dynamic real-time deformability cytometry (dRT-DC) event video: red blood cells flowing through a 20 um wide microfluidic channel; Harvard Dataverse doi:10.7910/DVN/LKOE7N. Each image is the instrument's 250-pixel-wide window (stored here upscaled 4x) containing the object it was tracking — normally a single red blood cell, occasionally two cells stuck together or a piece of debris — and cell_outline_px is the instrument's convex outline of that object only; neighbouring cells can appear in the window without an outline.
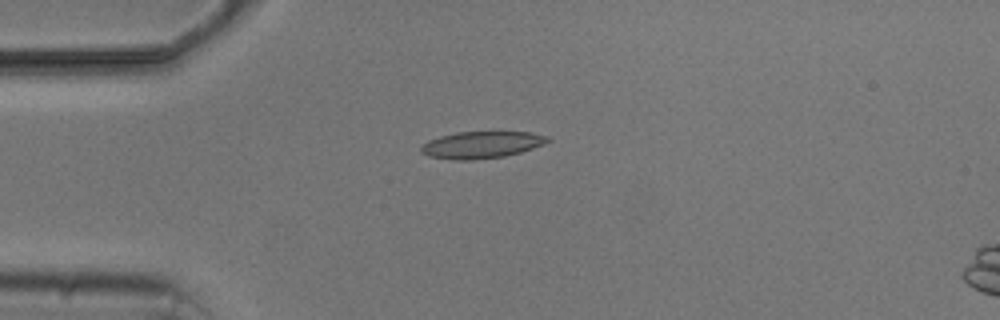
{"species": "common noctule bat (a hibernating species)", "species_latin": "Nyctalus noctula", "temperature_condition": "cold", "stored_images_in_passage": 5, "camera_frame_rate_fps": 3000, "um_per_image_px": 0.085, "animal": {"sex": "male", "body_mass_g": 20.5, "forearm_length_mm": 52.5}, "frame": {"image": 1, "passage_image": 3, "time_ms": 4.0, "image_size_px": [1000, 320], "cell_outline_px": [[552, 140], [544, 144], [520, 152], [504, 156], [476, 160], [452, 160], [428, 156], [420, 152], [420, 148], [428, 140], [440, 136], [456, 132], [528, 132], [548, 136]], "centroid_in_image_um": [40.91, 12.31], "position_along_channel_um": 44.1, "area_um2": 19.88}}
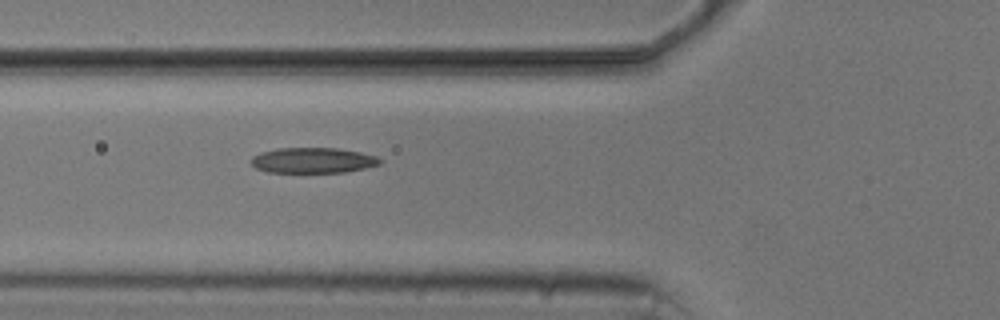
{"frame": {"image": 2, "passage_image": 5, "time_ms": 6.0, "image_size_px": [1000, 320], "cell_outline_px": [[384, 160], [380, 164], [348, 172], [268, 172], [256, 168], [252, 164], [252, 156], [260, 152], [280, 148], [336, 148], [360, 152], [376, 156]], "centroid_in_image_um": [26.62, 13.63], "position_along_channel_um": 99.2, "area_um2": 19.07}}